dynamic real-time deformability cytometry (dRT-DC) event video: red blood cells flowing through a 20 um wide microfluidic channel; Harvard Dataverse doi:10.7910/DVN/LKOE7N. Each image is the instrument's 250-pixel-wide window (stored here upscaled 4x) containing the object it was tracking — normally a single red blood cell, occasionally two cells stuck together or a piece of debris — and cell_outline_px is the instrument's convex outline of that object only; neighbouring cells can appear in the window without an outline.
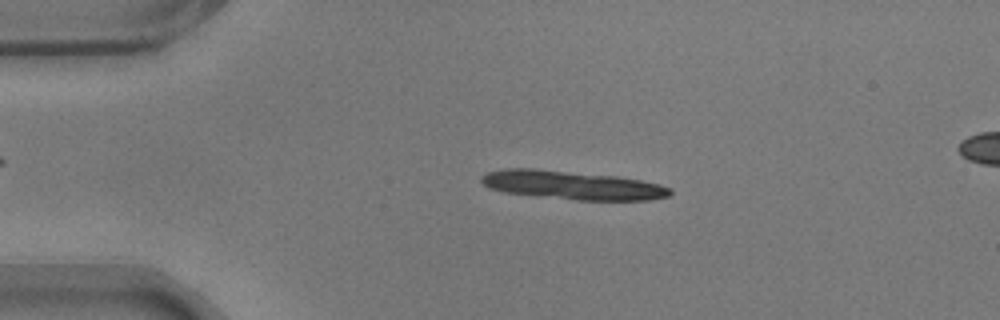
{"species": "common noctule bat (a hibernating species)", "species_latin": "Nyctalus noctula", "temperature_condition": "warm", "stored_images_in_passage": 56, "segment_of_instrument_passage": [1, 2], "camera_frame_rate_fps": 3000, "um_per_image_px": 0.085, "animal": {"sex": "male", "body_mass_g": 17.9}, "frame": {"image": 1, "passage_image": 11, "time_ms": 3.333, "image_size_px": [1000, 320], "cell_outline_px": [[672, 192], [668, 196], [648, 200], [576, 200], [504, 192], [488, 188], [480, 180], [480, 176], [488, 172], [508, 168], [532, 168], [616, 176], [640, 180], [660, 184], [672, 188]], "centroid_in_image_um": [48.64, 15.73], "position_along_channel_um": 36.4, "area_um2": 31.39}}